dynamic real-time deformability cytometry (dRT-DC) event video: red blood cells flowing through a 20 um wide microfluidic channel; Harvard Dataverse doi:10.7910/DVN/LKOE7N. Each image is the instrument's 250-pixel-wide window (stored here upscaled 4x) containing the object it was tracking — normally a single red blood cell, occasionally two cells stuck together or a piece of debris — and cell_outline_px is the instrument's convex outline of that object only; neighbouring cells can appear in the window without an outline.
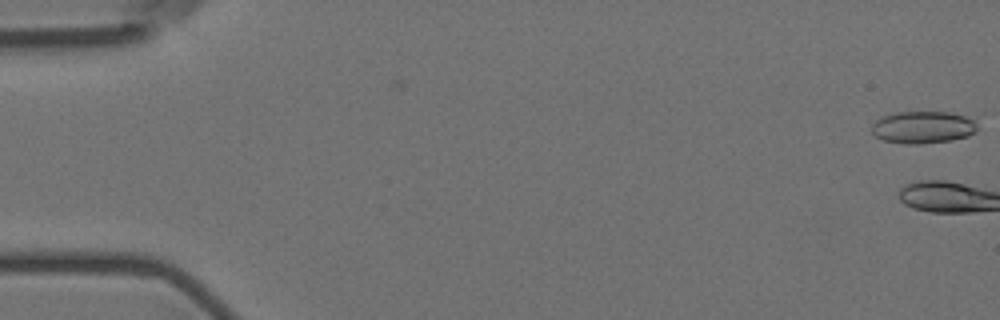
{"species": "Egyptian fruit bat (a non-hibernating species)", "species_latin": "Rousettus aegyptiacus", "temperature_condition": "room temperature", "stored_images_in_passage": 3, "camera_frame_rate_fps": 3000, "um_per_image_px": 0.085, "animal": {"sex": "female"}, "frame": {"image": 1, "passage_image": 1, "time_ms": 0.0, "image_size_px": [1000, 320], "cell_outline_px": [[976, 128], [968, 136], [952, 140], [920, 144], [904, 144], [884, 140], [876, 136], [872, 132], [872, 124], [880, 116], [896, 112], [948, 112], [964, 116], [972, 120], [976, 124]], "centroid_in_image_um": [78.39, 10.82], "position_along_channel_um": 6.6, "area_um2": 19.71}}